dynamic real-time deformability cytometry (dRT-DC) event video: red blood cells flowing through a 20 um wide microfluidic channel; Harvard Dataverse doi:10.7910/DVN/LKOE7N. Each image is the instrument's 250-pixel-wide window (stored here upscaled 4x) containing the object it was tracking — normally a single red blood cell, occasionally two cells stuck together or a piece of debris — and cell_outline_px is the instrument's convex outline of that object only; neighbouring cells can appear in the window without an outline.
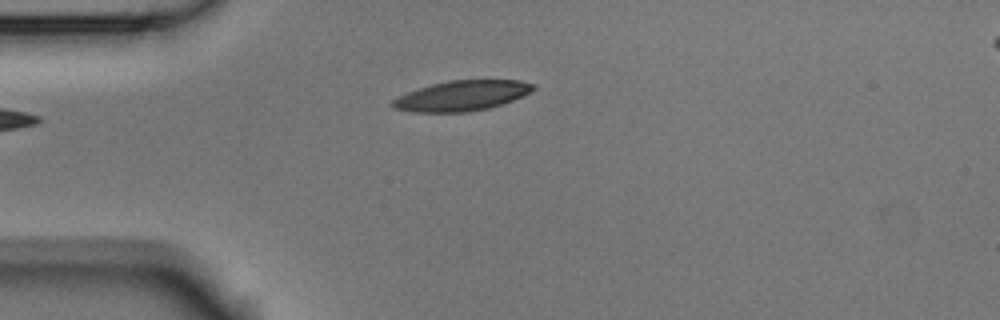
{"species": "Egyptian fruit bat (a non-hibernating species)", "species_latin": "Rousettus aegyptiacus", "temperature_condition": "room temperature", "stored_images_in_passage": 4, "camera_frame_rate_fps": 3000, "um_per_image_px": 0.085, "animal": {"sex": "male"}, "frame": {"image": 1, "passage_image": 4, "time_ms": 1.0, "image_size_px": [1000, 320], "cell_outline_px": [[536, 88], [532, 92], [512, 100], [488, 108], [468, 112], [416, 112], [396, 108], [392, 104], [392, 100], [408, 92], [432, 84], [448, 80], [520, 80], [536, 84]], "centroid_in_image_um": [39.32, 8.12], "position_along_channel_um": 45.7, "area_um2": 24.51}}